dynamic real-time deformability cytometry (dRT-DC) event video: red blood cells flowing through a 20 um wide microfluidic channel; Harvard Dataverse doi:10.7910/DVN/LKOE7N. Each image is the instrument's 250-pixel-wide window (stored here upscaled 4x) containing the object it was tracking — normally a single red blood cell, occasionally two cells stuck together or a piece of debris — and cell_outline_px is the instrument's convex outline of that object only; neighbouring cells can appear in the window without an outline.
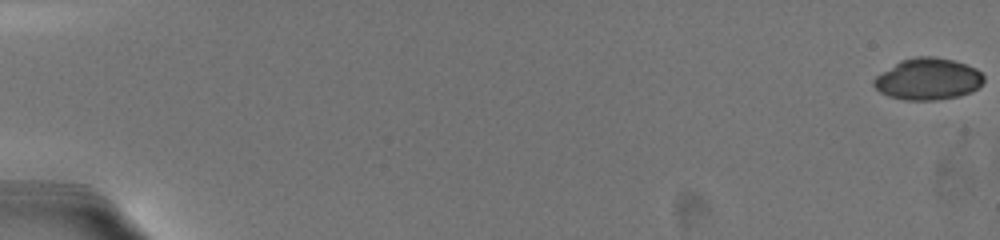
{"species": "common noctule bat (a hibernating species)", "species_latin": "Nyctalus noctula", "temperature_condition": "warm", "stored_images_in_passage": 7, "camera_frame_rate_fps": 3000, "um_per_image_px": 0.085, "animal": {"sex": "female", "body_mass_g": 19.5, "forearm_length_mm": 54.1}, "frame": {"image": 1, "passage_image": 1, "time_ms": 0.0, "image_size_px": [1000, 240], "cell_outline_px": [[984, 80], [972, 92], [960, 96], [936, 100], [904, 100], [888, 96], [880, 92], [872, 84], [872, 80], [876, 76], [900, 60], [916, 56], [936, 56], [952, 60], [976, 68], [984, 76]], "centroid_in_image_um": [78.86, 6.72], "position_along_channel_um": 6.1, "area_um2": 26.76}}